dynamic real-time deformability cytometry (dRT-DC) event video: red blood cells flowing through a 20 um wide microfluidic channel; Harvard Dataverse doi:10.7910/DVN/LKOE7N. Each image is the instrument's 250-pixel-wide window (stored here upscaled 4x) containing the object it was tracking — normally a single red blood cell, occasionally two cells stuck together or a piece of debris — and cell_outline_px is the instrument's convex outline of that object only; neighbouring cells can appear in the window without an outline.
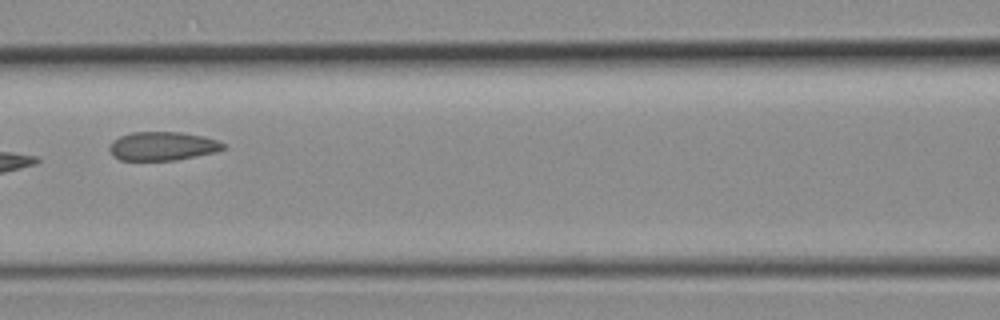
{"species": "common noctule bat (a hibernating species)", "species_latin": "Nyctalus noctula", "temperature_condition": "room temperature", "stored_images_in_passage": 5, "camera_frame_rate_fps": 3000, "um_per_image_px": 0.085, "animal": {"sex": "female", "body_mass_g": 19.3, "forearm_length_mm": 54.1}, "frame": {"image": 1, "passage_image": 4, "time_ms": 1.0, "image_size_px": [1000, 320], "cell_outline_px": [[224, 148], [212, 152], [176, 160], [120, 160], [112, 156], [108, 148], [112, 140], [120, 136], [132, 132], [180, 132], [204, 136], [216, 140], [224, 144]], "centroid_in_image_um": [13.74, 12.41], "position_along_channel_um": 152.9, "area_um2": 18.9}}